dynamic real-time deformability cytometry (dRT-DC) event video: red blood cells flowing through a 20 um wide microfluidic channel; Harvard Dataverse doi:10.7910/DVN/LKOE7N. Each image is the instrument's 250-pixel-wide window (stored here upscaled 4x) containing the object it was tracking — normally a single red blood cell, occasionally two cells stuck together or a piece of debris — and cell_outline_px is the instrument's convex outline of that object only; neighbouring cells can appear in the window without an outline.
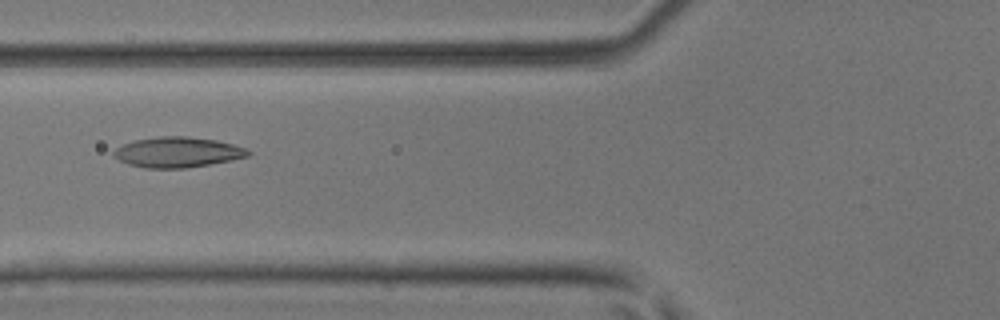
{"species": "common noctule bat (a hibernating species)", "species_latin": "Nyctalus noctula", "temperature_condition": "room temperature", "stored_images_in_passage": 4, "camera_frame_rate_fps": 3000, "um_per_image_px": 0.085, "animal": {"sex": "male", "body_mass_g": 17.9, "forearm_length_mm": 54.2}, "frame": {"image": 1, "passage_image": 4, "time_ms": 1.0, "image_size_px": [1000, 320], "cell_outline_px": [[252, 152], [248, 156], [208, 164], [184, 168], [144, 168], [128, 164], [112, 156], [112, 152], [116, 148], [124, 144], [136, 140], [160, 136], [188, 136], [216, 140], [232, 144], [244, 148]], "centroid_in_image_um": [15.05, 12.93], "position_along_channel_um": 110.7, "area_um2": 23.52}}